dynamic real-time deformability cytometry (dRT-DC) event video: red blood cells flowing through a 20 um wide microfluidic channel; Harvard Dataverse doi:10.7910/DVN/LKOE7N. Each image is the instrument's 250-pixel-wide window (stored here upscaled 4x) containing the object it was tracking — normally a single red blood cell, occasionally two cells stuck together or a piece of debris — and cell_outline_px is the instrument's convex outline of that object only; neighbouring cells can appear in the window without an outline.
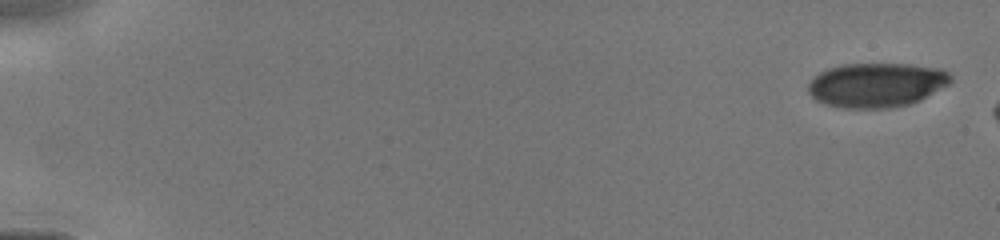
{"species": "human", "species_latin": "Homo sapiens", "temperature_condition": "cold", "stored_images_in_passage": 4, "camera_frame_rate_fps": 3000, "um_per_image_px": 0.085, "donor": {"sex": "male"}, "frame": {"image": 1, "passage_image": 1, "time_ms": 0.0, "image_size_px": [1000, 240], "cell_outline_px": [[952, 80], [948, 84], [920, 100], [908, 104], [892, 108], [840, 108], [824, 104], [816, 100], [808, 92], [808, 84], [820, 72], [828, 68], [844, 64], [908, 64], [940, 68], [948, 72], [952, 76]], "centroid_in_image_um": [74.5, 7.23], "position_along_channel_um": 10.5, "area_um2": 36.88}}